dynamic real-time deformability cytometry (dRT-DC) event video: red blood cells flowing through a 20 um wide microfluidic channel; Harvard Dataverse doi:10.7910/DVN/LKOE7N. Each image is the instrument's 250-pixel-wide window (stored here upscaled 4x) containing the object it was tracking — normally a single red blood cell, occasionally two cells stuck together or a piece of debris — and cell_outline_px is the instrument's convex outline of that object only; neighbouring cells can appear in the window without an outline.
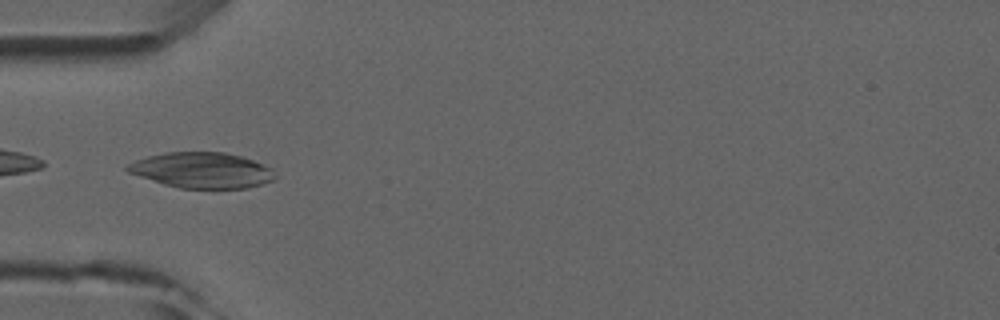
{"species": "common noctule bat (a hibernating species)", "species_latin": "Nyctalus noctula", "temperature_condition": "room temperature", "stored_images_in_passage": 3, "camera_frame_rate_fps": 3000, "um_per_image_px": 0.085, "animal": {"sex": "male", "forearm_length_mm": 52.5}, "frame": {"image": 1, "passage_image": 3, "time_ms": 2.0, "image_size_px": [1000, 320], "cell_outline_px": [[276, 176], [272, 180], [264, 184], [248, 188], [180, 188], [164, 184], [128, 172], [124, 168], [128, 164], [136, 160], [148, 156], [164, 152], [224, 152], [240, 156], [252, 160], [272, 168]], "centroid_in_image_um": [17.18, 14.47], "position_along_channel_um": 67.8, "area_um2": 30.52}}